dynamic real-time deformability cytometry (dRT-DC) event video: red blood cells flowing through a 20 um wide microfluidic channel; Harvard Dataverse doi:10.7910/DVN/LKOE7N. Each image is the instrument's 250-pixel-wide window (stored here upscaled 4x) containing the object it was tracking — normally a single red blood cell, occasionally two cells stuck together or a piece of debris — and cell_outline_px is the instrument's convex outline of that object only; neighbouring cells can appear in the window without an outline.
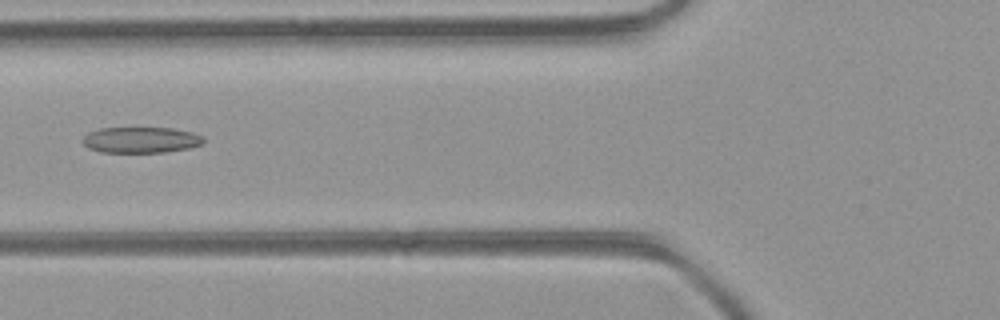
{"species": "common noctule bat (a hibernating species)", "species_latin": "Nyctalus noctula", "temperature_condition": "room temperature", "stored_images_in_passage": 5, "camera_frame_rate_fps": 3000, "um_per_image_px": 0.085, "animal": {"sex": "female", "body_mass_g": 21.9}, "frame": {"image": 1, "passage_image": 5, "time_ms": 1.333, "image_size_px": [1000, 320], "cell_outline_px": [[204, 144], [192, 148], [164, 152], [100, 152], [88, 148], [80, 140], [88, 132], [100, 128], [172, 128], [192, 132], [200, 136], [204, 140]], "centroid_in_image_um": [11.96, 11.9], "position_along_channel_um": 113.8, "area_um2": 18.38}}